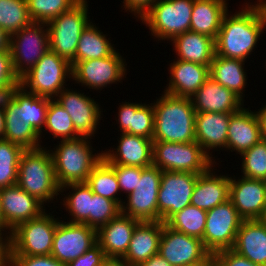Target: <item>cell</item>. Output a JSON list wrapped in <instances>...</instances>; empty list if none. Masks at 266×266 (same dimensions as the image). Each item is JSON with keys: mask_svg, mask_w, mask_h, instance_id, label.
Listing matches in <instances>:
<instances>
[{"mask_svg": "<svg viewBox=\"0 0 266 266\" xmlns=\"http://www.w3.org/2000/svg\"><path fill=\"white\" fill-rule=\"evenodd\" d=\"M245 4L241 11L224 15L215 39L216 55L246 61L256 48L265 27L258 8L252 2Z\"/></svg>", "mask_w": 266, "mask_h": 266, "instance_id": "6da1fadb", "label": "cell"}, {"mask_svg": "<svg viewBox=\"0 0 266 266\" xmlns=\"http://www.w3.org/2000/svg\"><path fill=\"white\" fill-rule=\"evenodd\" d=\"M153 104V142L186 143L196 141L195 116L191 98L163 92Z\"/></svg>", "mask_w": 266, "mask_h": 266, "instance_id": "7a4b0ae2", "label": "cell"}, {"mask_svg": "<svg viewBox=\"0 0 266 266\" xmlns=\"http://www.w3.org/2000/svg\"><path fill=\"white\" fill-rule=\"evenodd\" d=\"M88 137L61 140L54 150V173L59 187L70 183H85L93 168L102 160L103 151L93 154Z\"/></svg>", "mask_w": 266, "mask_h": 266, "instance_id": "3957f363", "label": "cell"}, {"mask_svg": "<svg viewBox=\"0 0 266 266\" xmlns=\"http://www.w3.org/2000/svg\"><path fill=\"white\" fill-rule=\"evenodd\" d=\"M16 184L43 204L57 199L60 187L50 150L46 147L25 150L19 161Z\"/></svg>", "mask_w": 266, "mask_h": 266, "instance_id": "277c9868", "label": "cell"}, {"mask_svg": "<svg viewBox=\"0 0 266 266\" xmlns=\"http://www.w3.org/2000/svg\"><path fill=\"white\" fill-rule=\"evenodd\" d=\"M87 0H80L70 10L47 22L50 51L67 60L75 62L77 44L82 31L91 22ZM88 14V15H87Z\"/></svg>", "mask_w": 266, "mask_h": 266, "instance_id": "5b68a950", "label": "cell"}, {"mask_svg": "<svg viewBox=\"0 0 266 266\" xmlns=\"http://www.w3.org/2000/svg\"><path fill=\"white\" fill-rule=\"evenodd\" d=\"M67 78H72L71 64L49 50L20 78V86L29 93L54 99L66 88Z\"/></svg>", "mask_w": 266, "mask_h": 266, "instance_id": "8992f818", "label": "cell"}, {"mask_svg": "<svg viewBox=\"0 0 266 266\" xmlns=\"http://www.w3.org/2000/svg\"><path fill=\"white\" fill-rule=\"evenodd\" d=\"M194 0H157L140 18L159 40L170 41L190 31Z\"/></svg>", "mask_w": 266, "mask_h": 266, "instance_id": "52a82bcc", "label": "cell"}, {"mask_svg": "<svg viewBox=\"0 0 266 266\" xmlns=\"http://www.w3.org/2000/svg\"><path fill=\"white\" fill-rule=\"evenodd\" d=\"M212 160L196 142H153V165L162 171L205 173Z\"/></svg>", "mask_w": 266, "mask_h": 266, "instance_id": "ba28073f", "label": "cell"}, {"mask_svg": "<svg viewBox=\"0 0 266 266\" xmlns=\"http://www.w3.org/2000/svg\"><path fill=\"white\" fill-rule=\"evenodd\" d=\"M46 211L38 218L23 222L12 230L10 256L50 255L57 219Z\"/></svg>", "mask_w": 266, "mask_h": 266, "instance_id": "9c48e42d", "label": "cell"}, {"mask_svg": "<svg viewBox=\"0 0 266 266\" xmlns=\"http://www.w3.org/2000/svg\"><path fill=\"white\" fill-rule=\"evenodd\" d=\"M50 50L46 23L32 22L10 36V54L15 73L21 78Z\"/></svg>", "mask_w": 266, "mask_h": 266, "instance_id": "30bf717a", "label": "cell"}, {"mask_svg": "<svg viewBox=\"0 0 266 266\" xmlns=\"http://www.w3.org/2000/svg\"><path fill=\"white\" fill-rule=\"evenodd\" d=\"M243 218L230 199L207 211L203 245L213 255L232 249Z\"/></svg>", "mask_w": 266, "mask_h": 266, "instance_id": "8fae6325", "label": "cell"}, {"mask_svg": "<svg viewBox=\"0 0 266 266\" xmlns=\"http://www.w3.org/2000/svg\"><path fill=\"white\" fill-rule=\"evenodd\" d=\"M158 254L171 266H211L212 261L201 239L175 231L164 222Z\"/></svg>", "mask_w": 266, "mask_h": 266, "instance_id": "7c38bea8", "label": "cell"}, {"mask_svg": "<svg viewBox=\"0 0 266 266\" xmlns=\"http://www.w3.org/2000/svg\"><path fill=\"white\" fill-rule=\"evenodd\" d=\"M162 170L154 165L143 168L135 190L127 194L121 214L144 221H158V192ZM126 203V205H125Z\"/></svg>", "mask_w": 266, "mask_h": 266, "instance_id": "4fadbf2b", "label": "cell"}, {"mask_svg": "<svg viewBox=\"0 0 266 266\" xmlns=\"http://www.w3.org/2000/svg\"><path fill=\"white\" fill-rule=\"evenodd\" d=\"M125 59L118 51L100 59L75 61L72 66V79L89 89L102 90L110 84L126 77Z\"/></svg>", "mask_w": 266, "mask_h": 266, "instance_id": "5bb4252c", "label": "cell"}, {"mask_svg": "<svg viewBox=\"0 0 266 266\" xmlns=\"http://www.w3.org/2000/svg\"><path fill=\"white\" fill-rule=\"evenodd\" d=\"M198 175L162 171L158 192V221L165 223L173 214L191 205V196Z\"/></svg>", "mask_w": 266, "mask_h": 266, "instance_id": "9a60e30c", "label": "cell"}, {"mask_svg": "<svg viewBox=\"0 0 266 266\" xmlns=\"http://www.w3.org/2000/svg\"><path fill=\"white\" fill-rule=\"evenodd\" d=\"M97 243V230L86 224L59 220L53 237L51 255L67 265Z\"/></svg>", "mask_w": 266, "mask_h": 266, "instance_id": "2e32d148", "label": "cell"}, {"mask_svg": "<svg viewBox=\"0 0 266 266\" xmlns=\"http://www.w3.org/2000/svg\"><path fill=\"white\" fill-rule=\"evenodd\" d=\"M90 96L64 88L54 99L67 111L72 119L75 131L81 137L91 138L98 130L101 109Z\"/></svg>", "mask_w": 266, "mask_h": 266, "instance_id": "e0dca14e", "label": "cell"}, {"mask_svg": "<svg viewBox=\"0 0 266 266\" xmlns=\"http://www.w3.org/2000/svg\"><path fill=\"white\" fill-rule=\"evenodd\" d=\"M229 199L244 220L262 219L266 210V181L230 176Z\"/></svg>", "mask_w": 266, "mask_h": 266, "instance_id": "ac0fdd59", "label": "cell"}, {"mask_svg": "<svg viewBox=\"0 0 266 266\" xmlns=\"http://www.w3.org/2000/svg\"><path fill=\"white\" fill-rule=\"evenodd\" d=\"M0 198L5 222L11 230L23 222L38 218L46 210L42 202L17 184L0 189Z\"/></svg>", "mask_w": 266, "mask_h": 266, "instance_id": "d6986e66", "label": "cell"}, {"mask_svg": "<svg viewBox=\"0 0 266 266\" xmlns=\"http://www.w3.org/2000/svg\"><path fill=\"white\" fill-rule=\"evenodd\" d=\"M118 146L103 151V159L108 164L148 167L153 165V140L142 136L121 133Z\"/></svg>", "mask_w": 266, "mask_h": 266, "instance_id": "ffe728a7", "label": "cell"}, {"mask_svg": "<svg viewBox=\"0 0 266 266\" xmlns=\"http://www.w3.org/2000/svg\"><path fill=\"white\" fill-rule=\"evenodd\" d=\"M196 113H228L239 111L244 101L233 91L208 78L191 97Z\"/></svg>", "mask_w": 266, "mask_h": 266, "instance_id": "44dd1931", "label": "cell"}, {"mask_svg": "<svg viewBox=\"0 0 266 266\" xmlns=\"http://www.w3.org/2000/svg\"><path fill=\"white\" fill-rule=\"evenodd\" d=\"M169 83L163 92L191 98L210 77V67L190 61L176 59L170 63Z\"/></svg>", "mask_w": 266, "mask_h": 266, "instance_id": "7402d4cb", "label": "cell"}, {"mask_svg": "<svg viewBox=\"0 0 266 266\" xmlns=\"http://www.w3.org/2000/svg\"><path fill=\"white\" fill-rule=\"evenodd\" d=\"M232 114L202 112L195 116L196 142L214 159L210 150L227 149V136ZM210 153V154H209Z\"/></svg>", "mask_w": 266, "mask_h": 266, "instance_id": "603a6c76", "label": "cell"}, {"mask_svg": "<svg viewBox=\"0 0 266 266\" xmlns=\"http://www.w3.org/2000/svg\"><path fill=\"white\" fill-rule=\"evenodd\" d=\"M140 221L123 214L97 230V243L107 257H124L136 225Z\"/></svg>", "mask_w": 266, "mask_h": 266, "instance_id": "cb8c5ba5", "label": "cell"}, {"mask_svg": "<svg viewBox=\"0 0 266 266\" xmlns=\"http://www.w3.org/2000/svg\"><path fill=\"white\" fill-rule=\"evenodd\" d=\"M261 139L259 121L255 111L242 107L239 111L232 113L228 128L227 150L241 154L252 148Z\"/></svg>", "mask_w": 266, "mask_h": 266, "instance_id": "d4e9b609", "label": "cell"}, {"mask_svg": "<svg viewBox=\"0 0 266 266\" xmlns=\"http://www.w3.org/2000/svg\"><path fill=\"white\" fill-rule=\"evenodd\" d=\"M162 230V221L139 222L123 258L130 265L136 266L158 254Z\"/></svg>", "mask_w": 266, "mask_h": 266, "instance_id": "484cf974", "label": "cell"}, {"mask_svg": "<svg viewBox=\"0 0 266 266\" xmlns=\"http://www.w3.org/2000/svg\"><path fill=\"white\" fill-rule=\"evenodd\" d=\"M232 250L255 264L266 266V224L261 219L243 220Z\"/></svg>", "mask_w": 266, "mask_h": 266, "instance_id": "4316f807", "label": "cell"}, {"mask_svg": "<svg viewBox=\"0 0 266 266\" xmlns=\"http://www.w3.org/2000/svg\"><path fill=\"white\" fill-rule=\"evenodd\" d=\"M212 167L198 175L191 196V205L206 211L227 201L230 195V177L216 175Z\"/></svg>", "mask_w": 266, "mask_h": 266, "instance_id": "83f0119b", "label": "cell"}, {"mask_svg": "<svg viewBox=\"0 0 266 266\" xmlns=\"http://www.w3.org/2000/svg\"><path fill=\"white\" fill-rule=\"evenodd\" d=\"M177 59L210 67L215 56V39L187 31L171 39Z\"/></svg>", "mask_w": 266, "mask_h": 266, "instance_id": "f1b7e54d", "label": "cell"}, {"mask_svg": "<svg viewBox=\"0 0 266 266\" xmlns=\"http://www.w3.org/2000/svg\"><path fill=\"white\" fill-rule=\"evenodd\" d=\"M118 124L122 133L153 138L154 109L153 104L130 103L120 104L118 108Z\"/></svg>", "mask_w": 266, "mask_h": 266, "instance_id": "f546056e", "label": "cell"}, {"mask_svg": "<svg viewBox=\"0 0 266 266\" xmlns=\"http://www.w3.org/2000/svg\"><path fill=\"white\" fill-rule=\"evenodd\" d=\"M227 0H194L190 31L216 39L224 15L228 12Z\"/></svg>", "mask_w": 266, "mask_h": 266, "instance_id": "4dcf8cb0", "label": "cell"}, {"mask_svg": "<svg viewBox=\"0 0 266 266\" xmlns=\"http://www.w3.org/2000/svg\"><path fill=\"white\" fill-rule=\"evenodd\" d=\"M8 96L17 104V115L25 124H30L40 134L41 140L51 98L29 93L20 85L13 89Z\"/></svg>", "mask_w": 266, "mask_h": 266, "instance_id": "1f68e13d", "label": "cell"}, {"mask_svg": "<svg viewBox=\"0 0 266 266\" xmlns=\"http://www.w3.org/2000/svg\"><path fill=\"white\" fill-rule=\"evenodd\" d=\"M5 113V139L18 144L27 149H37L42 147L40 134L30 125L25 124L21 117L17 115V104L8 96L3 98Z\"/></svg>", "mask_w": 266, "mask_h": 266, "instance_id": "d6a6232c", "label": "cell"}, {"mask_svg": "<svg viewBox=\"0 0 266 266\" xmlns=\"http://www.w3.org/2000/svg\"><path fill=\"white\" fill-rule=\"evenodd\" d=\"M244 60L214 56L210 65V78L233 91L244 100L243 90L247 84Z\"/></svg>", "mask_w": 266, "mask_h": 266, "instance_id": "836d02e7", "label": "cell"}, {"mask_svg": "<svg viewBox=\"0 0 266 266\" xmlns=\"http://www.w3.org/2000/svg\"><path fill=\"white\" fill-rule=\"evenodd\" d=\"M71 191L63 199V206L72 216L70 223L86 224L91 227V200L93 192L85 183H70L60 187V194L66 190ZM64 190V191H63Z\"/></svg>", "mask_w": 266, "mask_h": 266, "instance_id": "e575fe53", "label": "cell"}, {"mask_svg": "<svg viewBox=\"0 0 266 266\" xmlns=\"http://www.w3.org/2000/svg\"><path fill=\"white\" fill-rule=\"evenodd\" d=\"M116 49L97 26L90 22L82 31L76 48L75 61L100 59L110 56Z\"/></svg>", "mask_w": 266, "mask_h": 266, "instance_id": "d590c367", "label": "cell"}, {"mask_svg": "<svg viewBox=\"0 0 266 266\" xmlns=\"http://www.w3.org/2000/svg\"><path fill=\"white\" fill-rule=\"evenodd\" d=\"M86 184L91 188L94 194L115 201L120 207L123 199L118 195L121 193L116 173L114 169L102 158V160L93 168L88 176ZM117 195V196H116Z\"/></svg>", "mask_w": 266, "mask_h": 266, "instance_id": "8d00e7d4", "label": "cell"}, {"mask_svg": "<svg viewBox=\"0 0 266 266\" xmlns=\"http://www.w3.org/2000/svg\"><path fill=\"white\" fill-rule=\"evenodd\" d=\"M207 211L196 206H186L173 214L165 224L171 229L202 240Z\"/></svg>", "mask_w": 266, "mask_h": 266, "instance_id": "74e56055", "label": "cell"}, {"mask_svg": "<svg viewBox=\"0 0 266 266\" xmlns=\"http://www.w3.org/2000/svg\"><path fill=\"white\" fill-rule=\"evenodd\" d=\"M31 23L26 0H0V27L10 36Z\"/></svg>", "mask_w": 266, "mask_h": 266, "instance_id": "f35d334b", "label": "cell"}, {"mask_svg": "<svg viewBox=\"0 0 266 266\" xmlns=\"http://www.w3.org/2000/svg\"><path fill=\"white\" fill-rule=\"evenodd\" d=\"M23 147L5 138L0 139V189L16 185Z\"/></svg>", "mask_w": 266, "mask_h": 266, "instance_id": "ab89813d", "label": "cell"}, {"mask_svg": "<svg viewBox=\"0 0 266 266\" xmlns=\"http://www.w3.org/2000/svg\"><path fill=\"white\" fill-rule=\"evenodd\" d=\"M44 129H48L50 135L53 134L54 139L67 140L81 137L75 131L70 115L55 99L49 101L43 131H45Z\"/></svg>", "mask_w": 266, "mask_h": 266, "instance_id": "60d3db41", "label": "cell"}, {"mask_svg": "<svg viewBox=\"0 0 266 266\" xmlns=\"http://www.w3.org/2000/svg\"><path fill=\"white\" fill-rule=\"evenodd\" d=\"M80 0H26L32 22L47 23L70 10Z\"/></svg>", "mask_w": 266, "mask_h": 266, "instance_id": "b9f144b4", "label": "cell"}, {"mask_svg": "<svg viewBox=\"0 0 266 266\" xmlns=\"http://www.w3.org/2000/svg\"><path fill=\"white\" fill-rule=\"evenodd\" d=\"M240 155L243 157L242 176L266 181V140L261 139Z\"/></svg>", "mask_w": 266, "mask_h": 266, "instance_id": "7bdbcfd3", "label": "cell"}, {"mask_svg": "<svg viewBox=\"0 0 266 266\" xmlns=\"http://www.w3.org/2000/svg\"><path fill=\"white\" fill-rule=\"evenodd\" d=\"M121 213V207L112 200L94 194L91 200V227L98 230Z\"/></svg>", "mask_w": 266, "mask_h": 266, "instance_id": "ee69618b", "label": "cell"}, {"mask_svg": "<svg viewBox=\"0 0 266 266\" xmlns=\"http://www.w3.org/2000/svg\"><path fill=\"white\" fill-rule=\"evenodd\" d=\"M19 85L20 78L13 69L10 51H0V91L8 95Z\"/></svg>", "mask_w": 266, "mask_h": 266, "instance_id": "f6af8a7d", "label": "cell"}, {"mask_svg": "<svg viewBox=\"0 0 266 266\" xmlns=\"http://www.w3.org/2000/svg\"><path fill=\"white\" fill-rule=\"evenodd\" d=\"M116 173V178L120 191L125 194H130L135 190L138 179L141 177L143 171L142 167L125 166L121 164H109Z\"/></svg>", "mask_w": 266, "mask_h": 266, "instance_id": "bcb514c9", "label": "cell"}, {"mask_svg": "<svg viewBox=\"0 0 266 266\" xmlns=\"http://www.w3.org/2000/svg\"><path fill=\"white\" fill-rule=\"evenodd\" d=\"M212 266H261L255 264L232 249L222 250L212 255Z\"/></svg>", "mask_w": 266, "mask_h": 266, "instance_id": "7dc6e473", "label": "cell"}, {"mask_svg": "<svg viewBox=\"0 0 266 266\" xmlns=\"http://www.w3.org/2000/svg\"><path fill=\"white\" fill-rule=\"evenodd\" d=\"M10 266H66L50 255L10 256Z\"/></svg>", "mask_w": 266, "mask_h": 266, "instance_id": "c3c4849f", "label": "cell"}, {"mask_svg": "<svg viewBox=\"0 0 266 266\" xmlns=\"http://www.w3.org/2000/svg\"><path fill=\"white\" fill-rule=\"evenodd\" d=\"M106 257L105 252L101 249L100 245L96 243L84 254L71 261L66 266H101Z\"/></svg>", "mask_w": 266, "mask_h": 266, "instance_id": "681fc988", "label": "cell"}, {"mask_svg": "<svg viewBox=\"0 0 266 266\" xmlns=\"http://www.w3.org/2000/svg\"><path fill=\"white\" fill-rule=\"evenodd\" d=\"M157 0H123L124 9L141 18Z\"/></svg>", "mask_w": 266, "mask_h": 266, "instance_id": "f907efd6", "label": "cell"}, {"mask_svg": "<svg viewBox=\"0 0 266 266\" xmlns=\"http://www.w3.org/2000/svg\"><path fill=\"white\" fill-rule=\"evenodd\" d=\"M0 266H10V237L0 234Z\"/></svg>", "mask_w": 266, "mask_h": 266, "instance_id": "816d5d0a", "label": "cell"}, {"mask_svg": "<svg viewBox=\"0 0 266 266\" xmlns=\"http://www.w3.org/2000/svg\"><path fill=\"white\" fill-rule=\"evenodd\" d=\"M136 266H171V264L161 255L155 254L147 261L141 262Z\"/></svg>", "mask_w": 266, "mask_h": 266, "instance_id": "f5cc1de1", "label": "cell"}, {"mask_svg": "<svg viewBox=\"0 0 266 266\" xmlns=\"http://www.w3.org/2000/svg\"><path fill=\"white\" fill-rule=\"evenodd\" d=\"M255 113L259 121L262 139L266 140V105L260 108V110L256 111Z\"/></svg>", "mask_w": 266, "mask_h": 266, "instance_id": "db71d44e", "label": "cell"}, {"mask_svg": "<svg viewBox=\"0 0 266 266\" xmlns=\"http://www.w3.org/2000/svg\"><path fill=\"white\" fill-rule=\"evenodd\" d=\"M101 266H132L123 257H106Z\"/></svg>", "mask_w": 266, "mask_h": 266, "instance_id": "11a10c76", "label": "cell"}, {"mask_svg": "<svg viewBox=\"0 0 266 266\" xmlns=\"http://www.w3.org/2000/svg\"><path fill=\"white\" fill-rule=\"evenodd\" d=\"M0 51H10V35L0 27Z\"/></svg>", "mask_w": 266, "mask_h": 266, "instance_id": "9f6ffc18", "label": "cell"}, {"mask_svg": "<svg viewBox=\"0 0 266 266\" xmlns=\"http://www.w3.org/2000/svg\"><path fill=\"white\" fill-rule=\"evenodd\" d=\"M3 231L4 232L6 231L7 233L6 232L4 233ZM3 233L5 235L7 234L8 237H11L12 230L7 226V224L5 222V218L3 216V212H2V208H1V198H0V234H3Z\"/></svg>", "mask_w": 266, "mask_h": 266, "instance_id": "6f0895ef", "label": "cell"}, {"mask_svg": "<svg viewBox=\"0 0 266 266\" xmlns=\"http://www.w3.org/2000/svg\"><path fill=\"white\" fill-rule=\"evenodd\" d=\"M257 4L254 5L258 8L263 20V25L266 28V0H257Z\"/></svg>", "mask_w": 266, "mask_h": 266, "instance_id": "680465c9", "label": "cell"}, {"mask_svg": "<svg viewBox=\"0 0 266 266\" xmlns=\"http://www.w3.org/2000/svg\"><path fill=\"white\" fill-rule=\"evenodd\" d=\"M5 132V113L3 99L0 101V139L4 137Z\"/></svg>", "mask_w": 266, "mask_h": 266, "instance_id": "91938a15", "label": "cell"}, {"mask_svg": "<svg viewBox=\"0 0 266 266\" xmlns=\"http://www.w3.org/2000/svg\"><path fill=\"white\" fill-rule=\"evenodd\" d=\"M261 220L266 224V210H265L264 216L262 217Z\"/></svg>", "mask_w": 266, "mask_h": 266, "instance_id": "94428289", "label": "cell"}, {"mask_svg": "<svg viewBox=\"0 0 266 266\" xmlns=\"http://www.w3.org/2000/svg\"><path fill=\"white\" fill-rule=\"evenodd\" d=\"M4 94L0 91V101L4 98Z\"/></svg>", "mask_w": 266, "mask_h": 266, "instance_id": "6125c7cd", "label": "cell"}]
</instances>
